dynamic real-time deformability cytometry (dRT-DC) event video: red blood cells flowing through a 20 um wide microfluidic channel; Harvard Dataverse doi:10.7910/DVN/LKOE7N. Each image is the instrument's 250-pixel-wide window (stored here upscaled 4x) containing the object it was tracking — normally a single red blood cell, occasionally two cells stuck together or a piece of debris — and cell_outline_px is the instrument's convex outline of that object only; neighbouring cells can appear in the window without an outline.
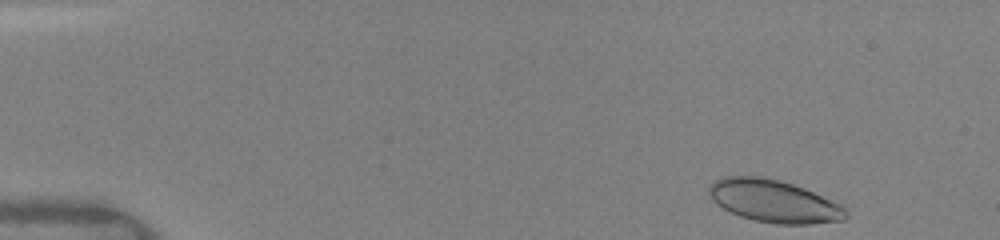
{"species": "human", "species_latin": "Homo sapiens", "temperature_condition": "warm", "stored_images_in_passage": 43, "camera_frame_rate_fps": 3000, "um_per_image_px": 0.085, "donor": {"sex": "female"}, "frame": {"image": 1, "passage_image": 1, "time_ms": 0.0, "image_size_px": [1000, 240], "cell_outline_px": [[848, 216], [844, 220], [812, 224], [776, 224], [752, 220], [740, 216], [716, 204], [708, 196], [708, 188], [716, 180], [724, 176], [764, 176], [780, 180], [804, 188], [832, 200], [840, 204], [844, 208]], "centroid_in_image_um": [65.77, 17.1], "position_along_channel_um": 19.2, "area_um2": 33.99}}
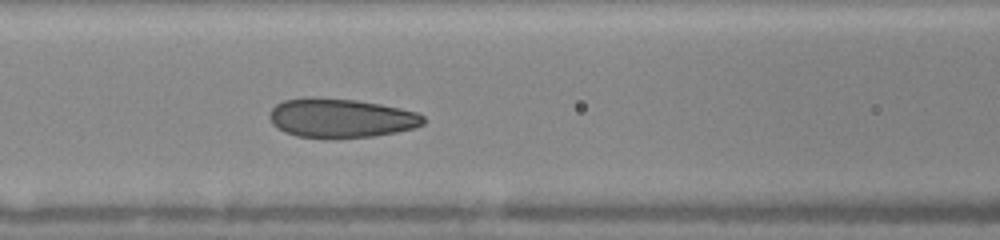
{"frame": {"image": 2, "passage_image": 18, "time_ms": 5.667, "image_size_px": [1000, 240], "cell_outline_px": [[424, 124], [416, 128], [396, 132], [372, 136], [332, 140], [296, 136], [284, 132], [276, 128], [272, 124], [268, 116], [272, 108], [276, 104], [284, 100], [308, 96], [312, 96], [356, 100], [380, 104], [400, 108], [416, 112], [424, 116]], "centroid_in_image_um": [28.93, 10.05], "position_along_channel_um": 137.7, "area_um2": 35.89}}
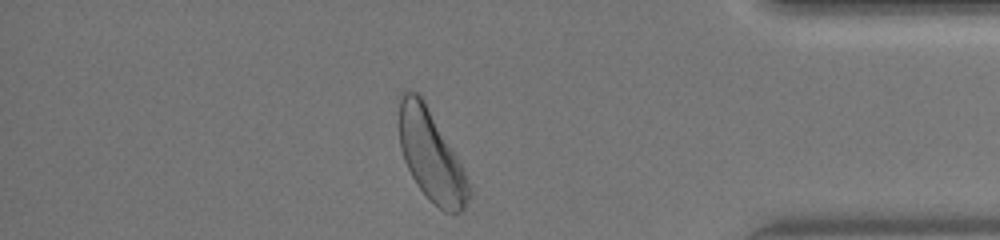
{"frame": {"image": 3, "passage_image": 39, "time_ms": 12.667, "image_size_px": [1000, 240], "cell_outline_px": [[472, 196], [464, 208], [460, 212], [444, 212], [416, 184], [404, 160], [400, 148], [400, 92], [416, 92], [424, 100], [472, 184]], "centroid_in_image_um": [36.68, 13.28], "position_along_channel_um": 398.5, "area_um2": 36.24}, "authors_computed_cell_mechanics": {"area_um2": 34.6222, "velocity_mm_per_s": 4.0903, "shape_relaxation_time_tau1_ms": 3.4091, "shape_relaxation_time_tau2_ms": 1.0793, "deformation_change_tau1": 0.11, "deformation_change_tau2": 0.0688}}